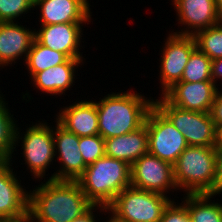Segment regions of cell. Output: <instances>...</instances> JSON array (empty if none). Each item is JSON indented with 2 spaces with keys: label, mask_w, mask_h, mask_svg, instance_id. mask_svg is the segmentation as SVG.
I'll return each instance as SVG.
<instances>
[{
  "label": "cell",
  "mask_w": 222,
  "mask_h": 222,
  "mask_svg": "<svg viewBox=\"0 0 222 222\" xmlns=\"http://www.w3.org/2000/svg\"><path fill=\"white\" fill-rule=\"evenodd\" d=\"M154 105L184 135L189 146L214 147L216 126L210 113L190 111L170 104L162 95Z\"/></svg>",
  "instance_id": "7"
},
{
  "label": "cell",
  "mask_w": 222,
  "mask_h": 222,
  "mask_svg": "<svg viewBox=\"0 0 222 222\" xmlns=\"http://www.w3.org/2000/svg\"><path fill=\"white\" fill-rule=\"evenodd\" d=\"M217 151H222V125L216 126L215 146Z\"/></svg>",
  "instance_id": "33"
},
{
  "label": "cell",
  "mask_w": 222,
  "mask_h": 222,
  "mask_svg": "<svg viewBox=\"0 0 222 222\" xmlns=\"http://www.w3.org/2000/svg\"><path fill=\"white\" fill-rule=\"evenodd\" d=\"M131 186L165 196L177 191L173 165L151 154L142 155L130 168Z\"/></svg>",
  "instance_id": "9"
},
{
  "label": "cell",
  "mask_w": 222,
  "mask_h": 222,
  "mask_svg": "<svg viewBox=\"0 0 222 222\" xmlns=\"http://www.w3.org/2000/svg\"><path fill=\"white\" fill-rule=\"evenodd\" d=\"M217 89L213 81L176 82L162 96L178 108L210 113Z\"/></svg>",
  "instance_id": "13"
},
{
  "label": "cell",
  "mask_w": 222,
  "mask_h": 222,
  "mask_svg": "<svg viewBox=\"0 0 222 222\" xmlns=\"http://www.w3.org/2000/svg\"><path fill=\"white\" fill-rule=\"evenodd\" d=\"M212 60L198 48L190 55L185 66L181 81L179 82H201L213 81L211 77Z\"/></svg>",
  "instance_id": "24"
},
{
  "label": "cell",
  "mask_w": 222,
  "mask_h": 222,
  "mask_svg": "<svg viewBox=\"0 0 222 222\" xmlns=\"http://www.w3.org/2000/svg\"><path fill=\"white\" fill-rule=\"evenodd\" d=\"M83 24L86 23L40 25L39 30L34 31V39L44 47L64 53L68 58H83L79 50L82 47Z\"/></svg>",
  "instance_id": "15"
},
{
  "label": "cell",
  "mask_w": 222,
  "mask_h": 222,
  "mask_svg": "<svg viewBox=\"0 0 222 222\" xmlns=\"http://www.w3.org/2000/svg\"><path fill=\"white\" fill-rule=\"evenodd\" d=\"M177 13L178 24L187 26L180 35L194 36L198 31L207 29L221 22L215 0H171ZM192 29V30H191Z\"/></svg>",
  "instance_id": "14"
},
{
  "label": "cell",
  "mask_w": 222,
  "mask_h": 222,
  "mask_svg": "<svg viewBox=\"0 0 222 222\" xmlns=\"http://www.w3.org/2000/svg\"><path fill=\"white\" fill-rule=\"evenodd\" d=\"M222 90L217 89L214 102L210 111L215 126L222 125Z\"/></svg>",
  "instance_id": "29"
},
{
  "label": "cell",
  "mask_w": 222,
  "mask_h": 222,
  "mask_svg": "<svg viewBox=\"0 0 222 222\" xmlns=\"http://www.w3.org/2000/svg\"><path fill=\"white\" fill-rule=\"evenodd\" d=\"M176 203L173 199L168 204L159 222H191L186 206L182 202Z\"/></svg>",
  "instance_id": "28"
},
{
  "label": "cell",
  "mask_w": 222,
  "mask_h": 222,
  "mask_svg": "<svg viewBox=\"0 0 222 222\" xmlns=\"http://www.w3.org/2000/svg\"><path fill=\"white\" fill-rule=\"evenodd\" d=\"M110 211V212H109ZM105 213L108 212L110 213L109 216H111L109 218V220L107 222H128L122 218H120L119 216H117L115 213H113L108 207H105Z\"/></svg>",
  "instance_id": "34"
},
{
  "label": "cell",
  "mask_w": 222,
  "mask_h": 222,
  "mask_svg": "<svg viewBox=\"0 0 222 222\" xmlns=\"http://www.w3.org/2000/svg\"><path fill=\"white\" fill-rule=\"evenodd\" d=\"M145 124L148 132V153L174 165L189 146L184 135L155 105L148 111Z\"/></svg>",
  "instance_id": "8"
},
{
  "label": "cell",
  "mask_w": 222,
  "mask_h": 222,
  "mask_svg": "<svg viewBox=\"0 0 222 222\" xmlns=\"http://www.w3.org/2000/svg\"><path fill=\"white\" fill-rule=\"evenodd\" d=\"M211 77L215 85L218 87V79L222 80V58L212 60Z\"/></svg>",
  "instance_id": "32"
},
{
  "label": "cell",
  "mask_w": 222,
  "mask_h": 222,
  "mask_svg": "<svg viewBox=\"0 0 222 222\" xmlns=\"http://www.w3.org/2000/svg\"><path fill=\"white\" fill-rule=\"evenodd\" d=\"M105 207L104 205H93L88 211H86L84 214H82L81 216H79L78 218H75L72 222H97V220L95 219L96 218V211L98 209H100V213L101 212H104L105 210ZM95 209V211H94ZM95 214H94V213Z\"/></svg>",
  "instance_id": "31"
},
{
  "label": "cell",
  "mask_w": 222,
  "mask_h": 222,
  "mask_svg": "<svg viewBox=\"0 0 222 222\" xmlns=\"http://www.w3.org/2000/svg\"><path fill=\"white\" fill-rule=\"evenodd\" d=\"M79 147L86 166L105 156V141L100 135L80 137Z\"/></svg>",
  "instance_id": "26"
},
{
  "label": "cell",
  "mask_w": 222,
  "mask_h": 222,
  "mask_svg": "<svg viewBox=\"0 0 222 222\" xmlns=\"http://www.w3.org/2000/svg\"><path fill=\"white\" fill-rule=\"evenodd\" d=\"M3 97V94H0V159H12L18 121L13 118Z\"/></svg>",
  "instance_id": "23"
},
{
  "label": "cell",
  "mask_w": 222,
  "mask_h": 222,
  "mask_svg": "<svg viewBox=\"0 0 222 222\" xmlns=\"http://www.w3.org/2000/svg\"><path fill=\"white\" fill-rule=\"evenodd\" d=\"M32 9L34 0H0V22H16Z\"/></svg>",
  "instance_id": "27"
},
{
  "label": "cell",
  "mask_w": 222,
  "mask_h": 222,
  "mask_svg": "<svg viewBox=\"0 0 222 222\" xmlns=\"http://www.w3.org/2000/svg\"><path fill=\"white\" fill-rule=\"evenodd\" d=\"M11 162L0 159V220L27 221L29 192L17 179Z\"/></svg>",
  "instance_id": "11"
},
{
  "label": "cell",
  "mask_w": 222,
  "mask_h": 222,
  "mask_svg": "<svg viewBox=\"0 0 222 222\" xmlns=\"http://www.w3.org/2000/svg\"><path fill=\"white\" fill-rule=\"evenodd\" d=\"M218 16L222 22V0H215Z\"/></svg>",
  "instance_id": "35"
},
{
  "label": "cell",
  "mask_w": 222,
  "mask_h": 222,
  "mask_svg": "<svg viewBox=\"0 0 222 222\" xmlns=\"http://www.w3.org/2000/svg\"><path fill=\"white\" fill-rule=\"evenodd\" d=\"M130 92L105 95L96 102L99 135L104 139L121 136L136 131L145 124L153 98Z\"/></svg>",
  "instance_id": "2"
},
{
  "label": "cell",
  "mask_w": 222,
  "mask_h": 222,
  "mask_svg": "<svg viewBox=\"0 0 222 222\" xmlns=\"http://www.w3.org/2000/svg\"><path fill=\"white\" fill-rule=\"evenodd\" d=\"M20 131V128L17 126L15 148L22 140L20 144L22 146L21 149H23L21 154L24 157V164L27 165L35 179L37 178L38 180L40 178L42 180V178H45V173L50 168V165L53 164L55 158L53 127H50L44 121L43 123L38 121V123L27 126L26 131L23 132L24 134L20 133Z\"/></svg>",
  "instance_id": "6"
},
{
  "label": "cell",
  "mask_w": 222,
  "mask_h": 222,
  "mask_svg": "<svg viewBox=\"0 0 222 222\" xmlns=\"http://www.w3.org/2000/svg\"><path fill=\"white\" fill-rule=\"evenodd\" d=\"M161 50L160 83L162 95L174 83L181 81L191 53L197 48L194 36L173 33L168 35Z\"/></svg>",
  "instance_id": "10"
},
{
  "label": "cell",
  "mask_w": 222,
  "mask_h": 222,
  "mask_svg": "<svg viewBox=\"0 0 222 222\" xmlns=\"http://www.w3.org/2000/svg\"><path fill=\"white\" fill-rule=\"evenodd\" d=\"M85 58H68L64 63L36 73L31 81L38 90L49 95H65L74 86L76 69ZM75 79V80H74ZM64 93V94H63Z\"/></svg>",
  "instance_id": "19"
},
{
  "label": "cell",
  "mask_w": 222,
  "mask_h": 222,
  "mask_svg": "<svg viewBox=\"0 0 222 222\" xmlns=\"http://www.w3.org/2000/svg\"><path fill=\"white\" fill-rule=\"evenodd\" d=\"M40 9V25L91 22V9L87 0H34Z\"/></svg>",
  "instance_id": "16"
},
{
  "label": "cell",
  "mask_w": 222,
  "mask_h": 222,
  "mask_svg": "<svg viewBox=\"0 0 222 222\" xmlns=\"http://www.w3.org/2000/svg\"><path fill=\"white\" fill-rule=\"evenodd\" d=\"M57 114L56 120L73 134L79 137L99 135L96 101L74 102Z\"/></svg>",
  "instance_id": "18"
},
{
  "label": "cell",
  "mask_w": 222,
  "mask_h": 222,
  "mask_svg": "<svg viewBox=\"0 0 222 222\" xmlns=\"http://www.w3.org/2000/svg\"><path fill=\"white\" fill-rule=\"evenodd\" d=\"M53 126L55 162L60 169L54 172L49 180L76 181L86 169L79 147L80 137L64 128L57 120Z\"/></svg>",
  "instance_id": "12"
},
{
  "label": "cell",
  "mask_w": 222,
  "mask_h": 222,
  "mask_svg": "<svg viewBox=\"0 0 222 222\" xmlns=\"http://www.w3.org/2000/svg\"><path fill=\"white\" fill-rule=\"evenodd\" d=\"M218 206H219V209H220V212H221V215H222V204H220V202H219Z\"/></svg>",
  "instance_id": "37"
},
{
  "label": "cell",
  "mask_w": 222,
  "mask_h": 222,
  "mask_svg": "<svg viewBox=\"0 0 222 222\" xmlns=\"http://www.w3.org/2000/svg\"><path fill=\"white\" fill-rule=\"evenodd\" d=\"M212 198L213 195L209 193L185 195L182 203L188 210L191 222H222L218 201L211 202Z\"/></svg>",
  "instance_id": "21"
},
{
  "label": "cell",
  "mask_w": 222,
  "mask_h": 222,
  "mask_svg": "<svg viewBox=\"0 0 222 222\" xmlns=\"http://www.w3.org/2000/svg\"><path fill=\"white\" fill-rule=\"evenodd\" d=\"M222 192V151H217L213 196Z\"/></svg>",
  "instance_id": "30"
},
{
  "label": "cell",
  "mask_w": 222,
  "mask_h": 222,
  "mask_svg": "<svg viewBox=\"0 0 222 222\" xmlns=\"http://www.w3.org/2000/svg\"><path fill=\"white\" fill-rule=\"evenodd\" d=\"M0 222H27V221L0 220Z\"/></svg>",
  "instance_id": "36"
},
{
  "label": "cell",
  "mask_w": 222,
  "mask_h": 222,
  "mask_svg": "<svg viewBox=\"0 0 222 222\" xmlns=\"http://www.w3.org/2000/svg\"><path fill=\"white\" fill-rule=\"evenodd\" d=\"M93 205L76 181L47 179L29 191L27 222H72Z\"/></svg>",
  "instance_id": "1"
},
{
  "label": "cell",
  "mask_w": 222,
  "mask_h": 222,
  "mask_svg": "<svg viewBox=\"0 0 222 222\" xmlns=\"http://www.w3.org/2000/svg\"><path fill=\"white\" fill-rule=\"evenodd\" d=\"M171 201L168 196L129 186L107 207L128 222H159Z\"/></svg>",
  "instance_id": "5"
},
{
  "label": "cell",
  "mask_w": 222,
  "mask_h": 222,
  "mask_svg": "<svg viewBox=\"0 0 222 222\" xmlns=\"http://www.w3.org/2000/svg\"><path fill=\"white\" fill-rule=\"evenodd\" d=\"M197 48L211 60L222 58V22L194 35Z\"/></svg>",
  "instance_id": "25"
},
{
  "label": "cell",
  "mask_w": 222,
  "mask_h": 222,
  "mask_svg": "<svg viewBox=\"0 0 222 222\" xmlns=\"http://www.w3.org/2000/svg\"><path fill=\"white\" fill-rule=\"evenodd\" d=\"M17 22H0L1 69L15 64L22 57L25 61L34 40L35 29L31 30Z\"/></svg>",
  "instance_id": "17"
},
{
  "label": "cell",
  "mask_w": 222,
  "mask_h": 222,
  "mask_svg": "<svg viewBox=\"0 0 222 222\" xmlns=\"http://www.w3.org/2000/svg\"><path fill=\"white\" fill-rule=\"evenodd\" d=\"M67 59L64 53L44 47L34 39L25 60V66L27 65L26 69L32 78L36 73L62 64Z\"/></svg>",
  "instance_id": "22"
},
{
  "label": "cell",
  "mask_w": 222,
  "mask_h": 222,
  "mask_svg": "<svg viewBox=\"0 0 222 222\" xmlns=\"http://www.w3.org/2000/svg\"><path fill=\"white\" fill-rule=\"evenodd\" d=\"M131 166L123 160L103 156L88 165L76 182L94 205L108 206L131 186Z\"/></svg>",
  "instance_id": "3"
},
{
  "label": "cell",
  "mask_w": 222,
  "mask_h": 222,
  "mask_svg": "<svg viewBox=\"0 0 222 222\" xmlns=\"http://www.w3.org/2000/svg\"><path fill=\"white\" fill-rule=\"evenodd\" d=\"M217 150L188 146L173 165L174 181L185 194L214 193Z\"/></svg>",
  "instance_id": "4"
},
{
  "label": "cell",
  "mask_w": 222,
  "mask_h": 222,
  "mask_svg": "<svg viewBox=\"0 0 222 222\" xmlns=\"http://www.w3.org/2000/svg\"><path fill=\"white\" fill-rule=\"evenodd\" d=\"M105 156L126 161L130 166L142 155L148 154L149 142L146 124L128 134L104 139Z\"/></svg>",
  "instance_id": "20"
}]
</instances>
